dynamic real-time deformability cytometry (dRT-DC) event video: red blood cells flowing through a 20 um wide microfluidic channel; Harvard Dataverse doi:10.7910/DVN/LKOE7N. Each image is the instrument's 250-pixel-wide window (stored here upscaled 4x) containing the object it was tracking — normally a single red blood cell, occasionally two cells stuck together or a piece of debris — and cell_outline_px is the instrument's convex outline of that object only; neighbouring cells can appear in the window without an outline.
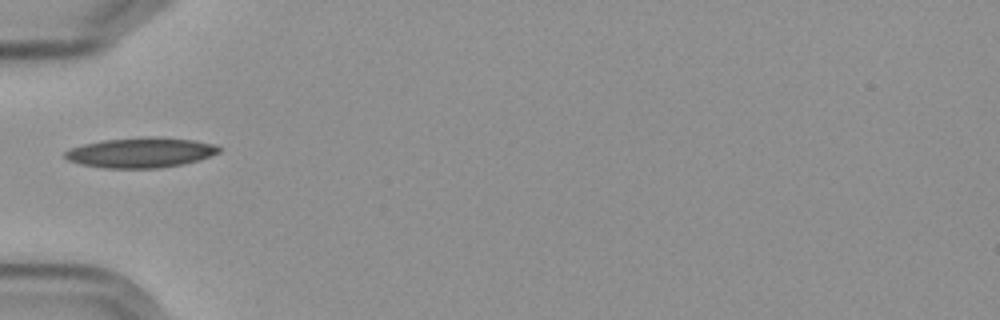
{"species": "Egyptian fruit bat (a non-hibernating species)", "species_latin": "Rousettus aegyptiacus", "temperature_condition": "cold", "stored_images_in_passage": 7, "camera_frame_rate_fps": 3000, "um_per_image_px": 0.085, "frame": {"image": 1, "passage_image": 2, "time_ms": 1.333, "image_size_px": [1000, 320], "cell_outline_px": [[220, 152], [200, 160], [184, 164], [160, 168], [104, 168], [80, 164], [68, 160], [64, 156], [64, 152], [72, 148], [84, 144], [100, 140], [144, 136], [160, 136], [192, 140], [216, 144], [220, 148]], "centroid_in_image_um": [11.98, 12.96], "position_along_channel_um": 73.0, "area_um2": 27.34}}
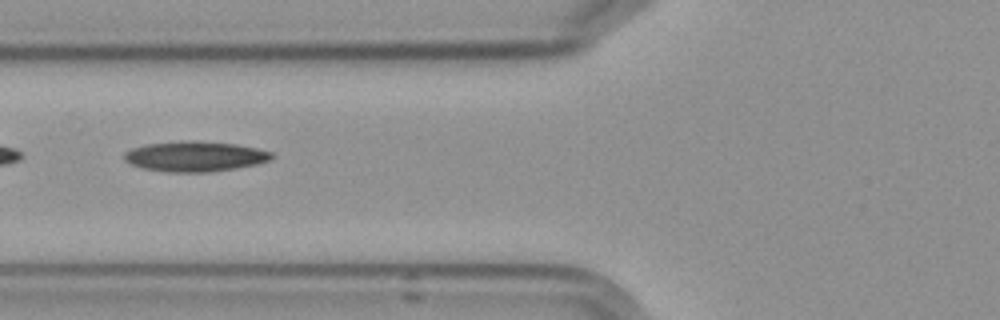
{"frame": {"image": 2, "passage_image": 3, "time_ms": 2.333, "image_size_px": [1000, 320], "cell_outline_px": [[272, 156], [268, 160], [256, 164], [208, 172], [168, 172], [144, 168], [132, 164], [124, 160], [124, 152], [132, 148], [144, 144], [180, 140], [196, 140], [236, 144], [256, 148], [272, 152]], "centroid_in_image_um": [16.52, 13.27], "position_along_channel_um": 109.3, "area_um2": 25.89}}
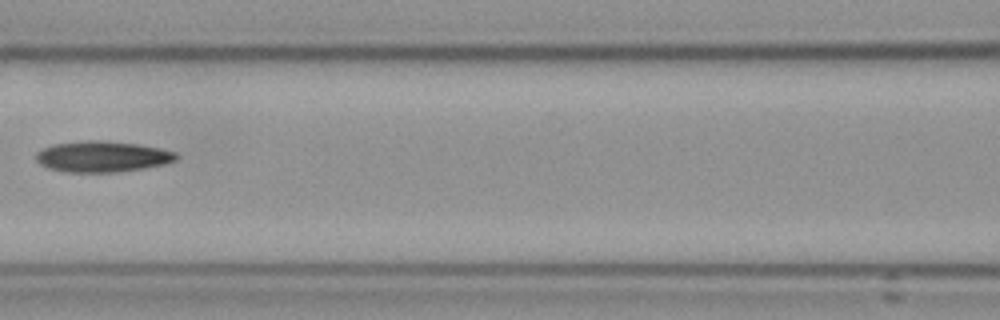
{"frame": {"image": 3, "passage_image": 4, "time_ms": 3.667, "image_size_px": [1000, 320], "cell_outline_px": [[176, 160], [164, 164], [144, 168], [116, 172], [64, 172], [48, 168], [40, 164], [36, 160], [36, 152], [52, 144], [88, 140], [100, 140], [136, 144], [160, 148], [176, 152]], "centroid_in_image_um": [8.66, 13.31], "position_along_channel_um": 157.9, "area_um2": 25.2}}